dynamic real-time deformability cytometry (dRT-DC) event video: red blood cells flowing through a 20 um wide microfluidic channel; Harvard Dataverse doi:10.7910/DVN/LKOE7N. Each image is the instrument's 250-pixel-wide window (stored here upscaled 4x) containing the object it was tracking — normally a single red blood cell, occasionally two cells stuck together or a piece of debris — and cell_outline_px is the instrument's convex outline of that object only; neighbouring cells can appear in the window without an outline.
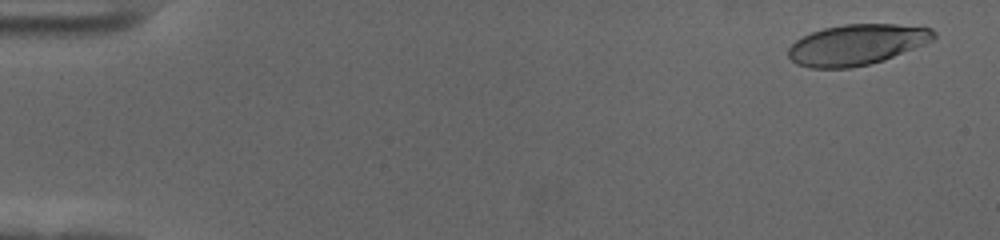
{"species": "human", "species_latin": "Homo sapiens", "temperature_condition": "cold", "stored_images_in_passage": 58, "camera_frame_rate_fps": 3000, "um_per_image_px": 0.085, "donor": {"sex": "female"}, "frame": {"image": 1, "passage_image": 3, "time_ms": 0.667, "image_size_px": [1000, 240], "cell_outline_px": [[936, 36], [932, 40], [924, 44], [884, 60], [852, 68], [808, 68], [796, 64], [788, 56], [788, 48], [796, 40], [812, 32], [824, 28], [844, 24], [896, 24], [932, 28], [936, 32]], "centroid_in_image_um": [72.81, 3.8], "position_along_channel_um": 12.2, "area_um2": 34.45}}
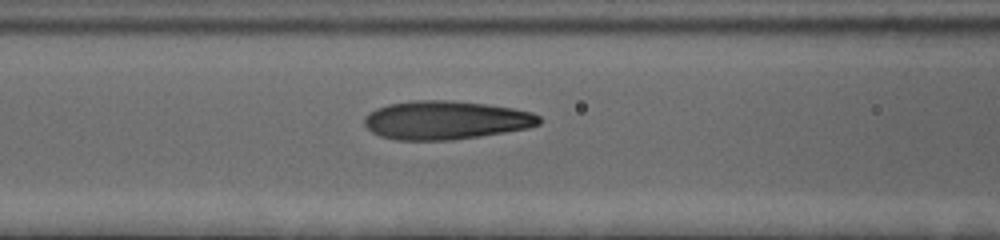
{"frame": {"image": 2, "passage_image": 25, "time_ms": 8.0, "image_size_px": [1000, 240], "cell_outline_px": [[540, 124], [528, 128], [480, 136], [452, 140], [396, 140], [380, 136], [372, 132], [364, 124], [364, 116], [368, 112], [376, 108], [388, 104], [412, 100], [448, 100], [484, 104], [512, 108], [532, 112], [540, 116]], "centroid_in_image_um": [37.85, 10.21], "position_along_channel_um": 128.7, "area_um2": 39.36}}
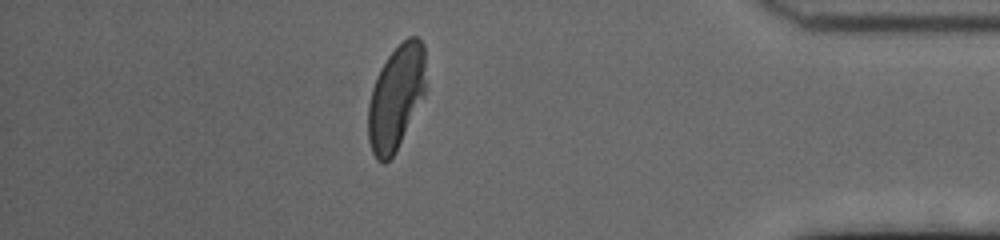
{"frame": {"image": 3, "passage_image": 51, "time_ms": 16.667, "image_size_px": [1000, 240], "cell_outline_px": [[424, 96], [396, 152], [384, 164], [376, 160], [372, 152], [368, 140], [368, 104], [372, 88], [376, 76], [380, 68], [388, 56], [408, 36], [416, 36], [424, 44]], "centroid_in_image_um": [33.64, 8.32], "position_along_channel_um": 401.6, "area_um2": 35.03}, "authors_computed_cell_mechanics": {"area_um2": 37.3388, "velocity_mm_per_s": 3.5369, "shape_relaxation_time_tau1_ms": 3.8532, "shape_relaxation_time_tau2_ms": 0.7339, "deformation_change_tau1": 0.2078, "deformation_change_tau2": 0.0865}}